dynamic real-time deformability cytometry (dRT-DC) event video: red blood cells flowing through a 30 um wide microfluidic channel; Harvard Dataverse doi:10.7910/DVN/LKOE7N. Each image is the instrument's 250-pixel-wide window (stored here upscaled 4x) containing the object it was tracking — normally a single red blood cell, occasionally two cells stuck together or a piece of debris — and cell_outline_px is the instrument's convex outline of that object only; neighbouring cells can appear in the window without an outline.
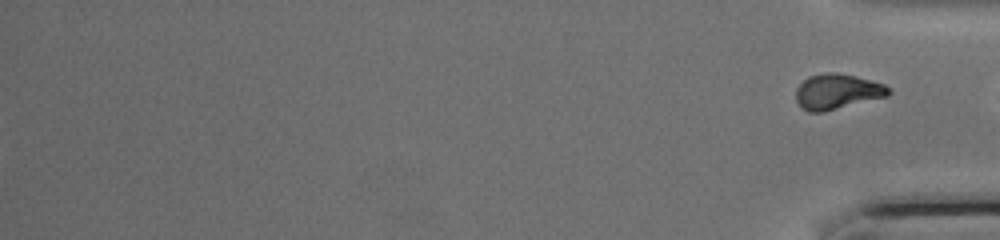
{"species": "common noctule bat (a hibernating species)", "species_latin": "Nyctalus noctula", "temperature_condition": "cold", "stored_images_in_passage": 49, "segment_of_instrument_passage": [2, 2], "camera_frame_rate_fps": 3000, "um_per_image_px": 0.085, "animal": {"sex": "female", "body_mass_g": 17.0, "forearm_length_mm": 48.0}, "frame": {"image": 1, "passage_image": 49, "time_ms": 16.0, "image_size_px": [1000, 240], "cell_outline_px": [[892, 92], [888, 96], [824, 112], [808, 112], [800, 108], [796, 100], [796, 88], [808, 76], [824, 72], [836, 72], [856, 76], [884, 84]], "centroid_in_image_um": [71.14, 7.79], "position_along_channel_um": 364.1, "area_um2": 19.25}}